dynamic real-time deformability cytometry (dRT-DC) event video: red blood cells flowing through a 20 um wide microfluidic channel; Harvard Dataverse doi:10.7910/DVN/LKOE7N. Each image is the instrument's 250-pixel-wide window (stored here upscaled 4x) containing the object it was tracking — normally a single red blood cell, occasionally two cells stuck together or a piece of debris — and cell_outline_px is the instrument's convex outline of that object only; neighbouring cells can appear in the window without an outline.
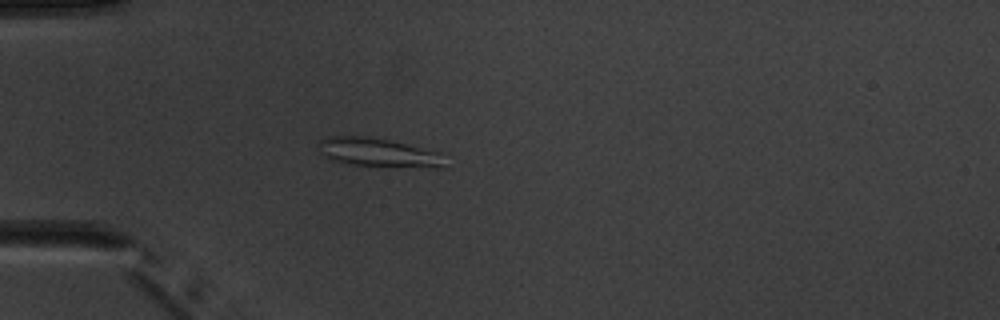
{"species": "common noctule bat (a hibernating species)", "species_latin": "Nyctalus noctula", "temperature_condition": "warm", "stored_images_in_passage": 4, "camera_frame_rate_fps": 3000, "um_per_image_px": 0.085, "animal": {"sex": "male", "body_mass_g": 20.1, "forearm_length_mm": 53.5}, "frame": {"image": 1, "passage_image": 3, "time_ms": 3.667, "image_size_px": [1000, 320], "cell_outline_px": [[440, 168], [432, 168], [348, 164], [332, 160], [320, 152], [316, 148], [316, 144], [320, 140], [328, 136], [368, 136], [388, 140], [440, 152]], "centroid_in_image_um": [32.03, 12.95], "position_along_channel_um": 53.0, "area_um2": 20.87}}